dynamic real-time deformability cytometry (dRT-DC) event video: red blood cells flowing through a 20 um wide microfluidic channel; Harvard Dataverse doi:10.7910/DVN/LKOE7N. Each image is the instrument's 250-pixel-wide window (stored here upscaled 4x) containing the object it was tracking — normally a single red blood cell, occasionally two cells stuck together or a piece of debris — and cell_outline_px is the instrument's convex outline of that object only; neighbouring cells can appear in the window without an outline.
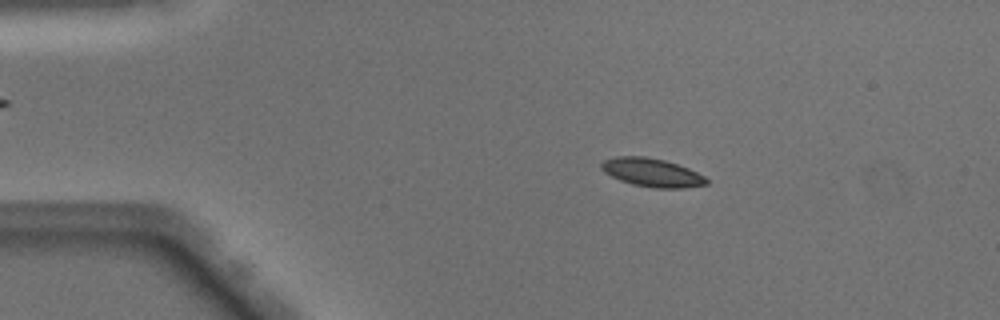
{"species": "Egyptian fruit bat (a non-hibernating species)", "species_latin": "Rousettus aegyptiacus", "temperature_condition": "warm", "stored_images_in_passage": 50, "camera_frame_rate_fps": 3000, "um_per_image_px": 0.085, "animal": {"sex": "male"}, "frame": {"image": 1, "passage_image": 9, "time_ms": 2.667, "image_size_px": [1000, 320], "cell_outline_px": [[708, 184], [684, 188], [652, 188], [632, 184], [620, 180], [604, 172], [600, 168], [600, 164], [604, 160], [616, 156], [644, 156], [664, 160], [688, 168], [704, 176], [708, 180]], "centroid_in_image_um": [55.4, 14.67], "position_along_channel_um": 29.6, "area_um2": 17.4}}
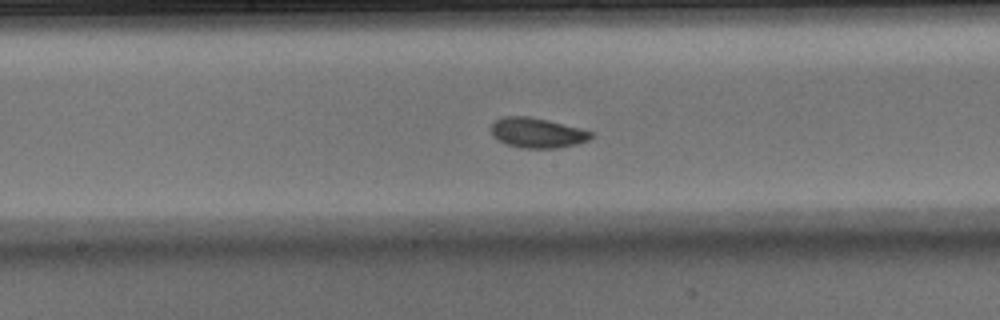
{"frame": {"image": 2, "passage_image": 26, "time_ms": 8.333, "image_size_px": [1000, 320], "cell_outline_px": [[592, 136], [588, 140], [576, 144], [560, 148], [520, 148], [496, 140], [492, 136], [492, 124], [496, 120], [504, 116], [528, 116], [548, 120], [580, 128], [592, 132]], "centroid_in_image_um": [45.65, 11.29], "position_along_channel_um": 202.6, "area_um2": 17.46}}
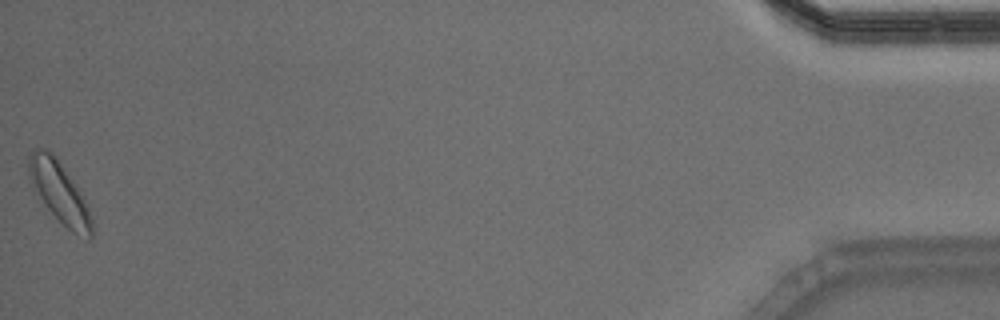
{"frame": {"image": 3, "passage_image": 50, "time_ms": 16.333, "image_size_px": [1000, 320], "cell_outline_px": [[92, 236], [88, 240], [84, 240], [72, 232], [48, 208], [32, 188], [28, 176], [28, 156], [36, 148], [48, 148], [56, 156], [72, 180], [84, 200], [88, 208], [92, 220]], "centroid_in_image_um": [5.02, 16.33], "position_along_channel_um": 430.2, "area_um2": 22.2}, "authors_computed_cell_mechanics": {"area_um2": 17.1377, "velocity_mm_per_s": 4.0307, "shape_relaxation_time_tau1_ms": 1.802, "shape_relaxation_time_tau2_ms": 5.1686, "deformation_change_tau1": 0.0921, "deformation_change_tau2": 0.0949}}